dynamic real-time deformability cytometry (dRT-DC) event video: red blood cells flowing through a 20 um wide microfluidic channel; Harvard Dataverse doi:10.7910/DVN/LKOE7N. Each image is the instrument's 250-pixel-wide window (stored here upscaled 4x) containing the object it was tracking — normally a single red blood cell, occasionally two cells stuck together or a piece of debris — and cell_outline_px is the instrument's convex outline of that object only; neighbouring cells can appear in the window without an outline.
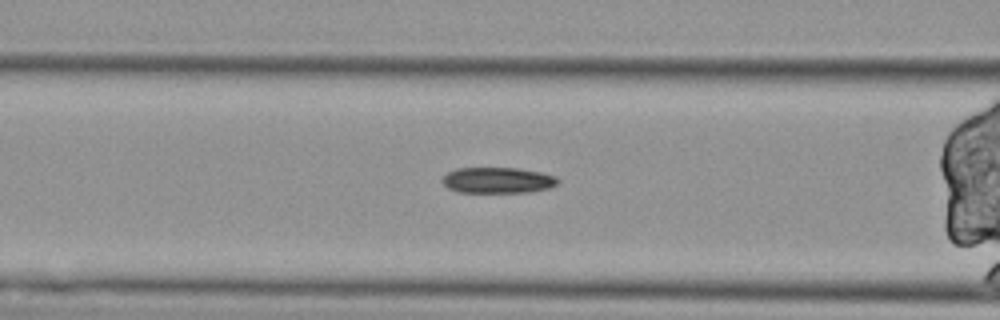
{"species": "Egyptian fruit bat (a non-hibernating species)", "species_latin": "Rousettus aegyptiacus", "temperature_condition": "cold", "stored_images_in_passage": 30, "segment_of_instrument_passage": [2, 2], "camera_frame_rate_fps": 3000, "um_per_image_px": 0.085, "animal": {"sex": "female"}, "frame": {"image": 1, "passage_image": 5, "time_ms": 1.333, "image_size_px": [1000, 320], "cell_outline_px": [[560, 180], [556, 184], [548, 188], [528, 192], [456, 192], [448, 188], [440, 180], [448, 172], [456, 168], [520, 168], [540, 172], [556, 176]], "centroid_in_image_um": [42.29, 15.32], "position_along_channel_um": 124.3, "area_um2": 17.46}}
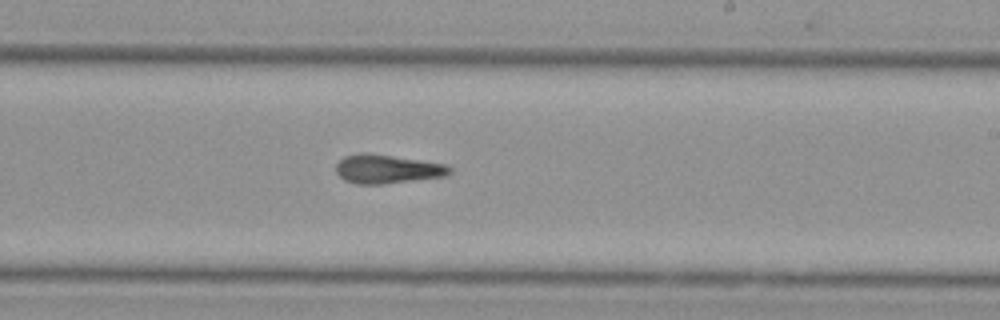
{"frame": {"image": 2, "passage_image": 17, "time_ms": 5.333, "image_size_px": [1000, 320], "cell_outline_px": [[452, 172], [448, 176], [384, 184], [356, 184], [344, 180], [336, 172], [336, 164], [344, 156], [360, 152], [368, 152], [420, 160], [444, 164], [452, 168]], "centroid_in_image_um": [32.91, 14.36], "position_along_channel_um": 256.1, "area_um2": 19.31}}
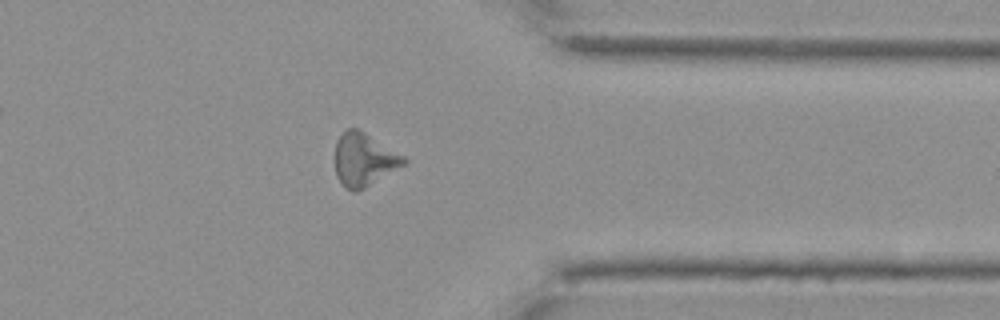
{"frame": {"image": 3, "passage_image": 29, "time_ms": 9.333, "image_size_px": [1000, 320], "cell_outline_px": [[408, 164], [364, 188], [356, 192], [352, 192], [344, 188], [336, 176], [336, 140], [348, 128], [356, 128], [364, 132], [404, 156], [408, 160]], "centroid_in_image_um": [30.96, 13.6], "position_along_channel_um": 380.4, "area_um2": 21.27}}